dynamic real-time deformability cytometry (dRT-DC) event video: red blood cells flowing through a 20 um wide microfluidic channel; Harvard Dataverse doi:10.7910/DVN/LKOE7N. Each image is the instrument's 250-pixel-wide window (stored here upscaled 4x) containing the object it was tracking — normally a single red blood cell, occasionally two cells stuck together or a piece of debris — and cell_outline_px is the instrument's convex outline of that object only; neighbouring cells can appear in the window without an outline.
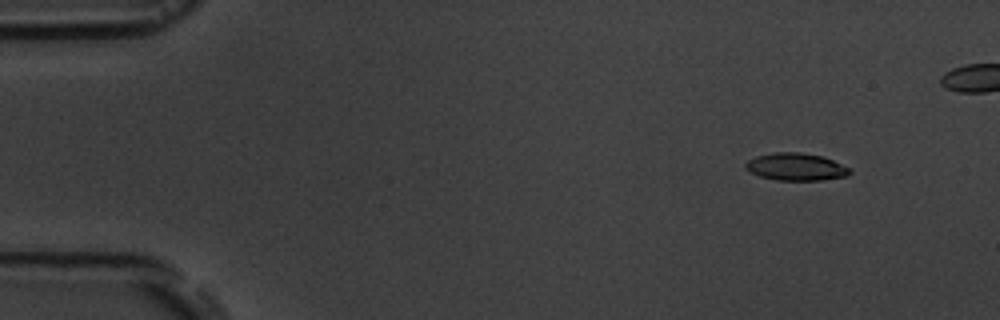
{"species": "common noctule bat (a hibernating species)", "species_latin": "Nyctalus noctula", "temperature_condition": "room temperature", "stored_images_in_passage": 6, "camera_frame_rate_fps": 3000, "um_per_image_px": 0.085, "animal": {"sex": "male", "body_mass_g": 19.5, "forearm_length_mm": 54.6}, "frame": {"image": 1, "passage_image": 2, "time_ms": 1.0, "image_size_px": [1000, 320], "cell_outline_px": [[852, 172], [848, 176], [820, 180], [776, 180], [760, 176], [748, 172], [744, 168], [744, 164], [748, 160], [756, 156], [772, 152], [800, 152], [820, 156], [832, 160], [852, 168]], "centroid_in_image_um": [67.64, 14.18], "position_along_channel_um": 17.4, "area_um2": 16.82}}